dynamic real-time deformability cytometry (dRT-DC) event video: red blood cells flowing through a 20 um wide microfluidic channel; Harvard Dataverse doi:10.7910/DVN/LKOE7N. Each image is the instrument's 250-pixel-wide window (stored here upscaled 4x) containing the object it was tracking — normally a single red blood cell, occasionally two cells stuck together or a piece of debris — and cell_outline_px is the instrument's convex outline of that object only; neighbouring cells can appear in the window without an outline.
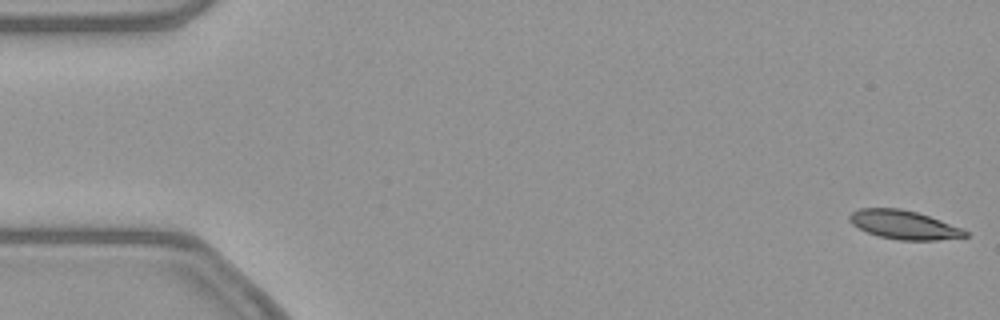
{"species": "common noctule bat (a hibernating species)", "species_latin": "Nyctalus noctula", "temperature_condition": "warm", "stored_images_in_passage": 54, "segment_of_instrument_passage": [1, 2], "camera_frame_rate_fps": 3000, "um_per_image_px": 0.085, "animal": {"sex": "female", "body_mass_g": 21.9}, "frame": {"image": 1, "passage_image": 1, "time_ms": 0.0, "image_size_px": [1000, 320], "cell_outline_px": [[968, 236], [936, 240], [900, 240], [880, 236], [868, 232], [852, 224], [848, 220], [848, 216], [852, 212], [860, 208], [900, 208], [916, 212], [940, 220], [960, 228], [968, 232]], "centroid_in_image_um": [76.8, 19.1], "position_along_channel_um": 8.2, "area_um2": 19.07}}
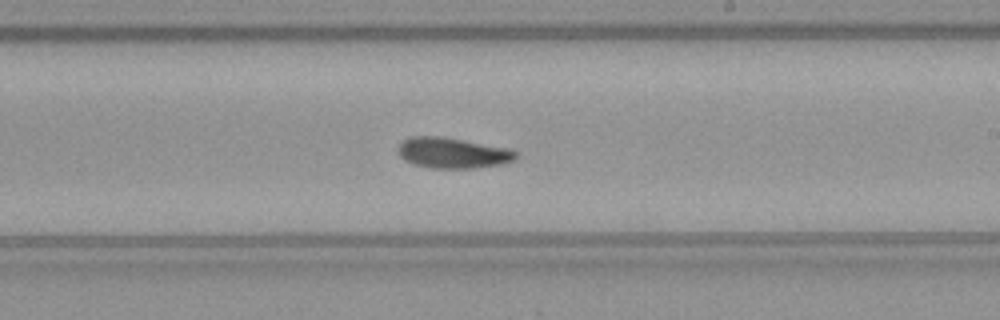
{"frame": {"image": 2, "passage_image": 31, "time_ms": 10.0, "image_size_px": [1000, 320], "cell_outline_px": [[516, 156], [512, 160], [500, 164], [472, 168], [432, 168], [412, 164], [404, 160], [400, 156], [396, 148], [408, 136], [440, 136], [508, 148], [516, 152]], "centroid_in_image_um": [38.39, 12.99], "position_along_channel_um": 250.6, "area_um2": 20.87}}
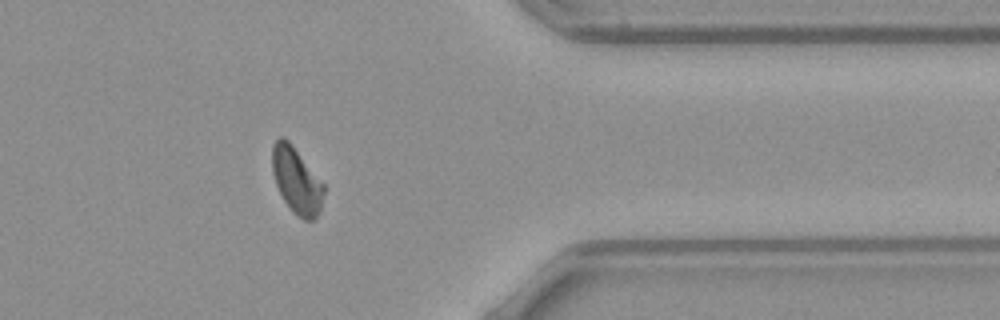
{"frame": {"image": 3, "passage_image": 43, "time_ms": 14.0, "image_size_px": [1000, 320], "cell_outline_px": [[324, 192], [320, 212], [312, 220], [304, 220], [296, 216], [292, 212], [284, 200], [276, 184], [272, 172], [272, 144], [280, 136], [284, 136], [288, 140], [324, 184]], "centroid_in_image_um": [25.2, 15.35], "position_along_channel_um": 386.2, "area_um2": 19.83}}